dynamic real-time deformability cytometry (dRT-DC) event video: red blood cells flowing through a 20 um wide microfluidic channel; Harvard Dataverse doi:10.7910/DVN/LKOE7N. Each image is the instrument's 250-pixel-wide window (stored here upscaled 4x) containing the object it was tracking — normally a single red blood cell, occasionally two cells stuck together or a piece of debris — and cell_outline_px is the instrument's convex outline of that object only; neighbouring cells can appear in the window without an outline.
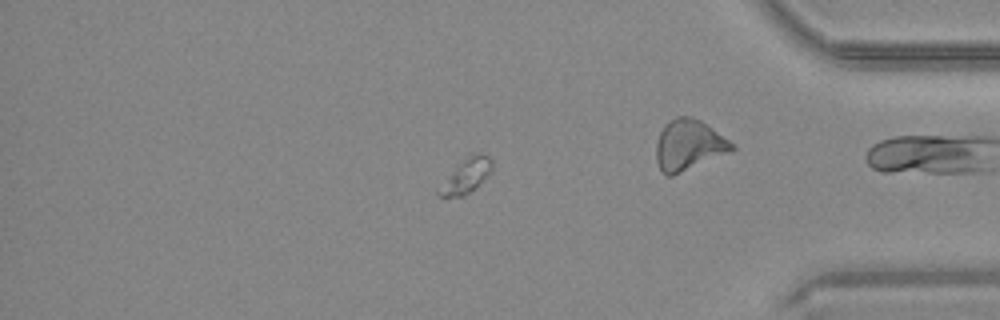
{"species": "common noctule bat (a hibernating species)", "species_latin": "Nyctalus noctula", "temperature_condition": "warm", "stored_images_in_passage": 35, "camera_frame_rate_fps": 3000, "um_per_image_px": 0.085, "animal": {"sex": "male", "body_mass_g": 20.4}, "frame": {"image": 1, "passage_image": 27, "time_ms": 8.667, "image_size_px": [1000, 320], "cell_outline_px": [[492, 168], [476, 188], [464, 196], [444, 200], [436, 192], [452, 172], [468, 156], [480, 152], [488, 156], [492, 160]], "centroid_in_image_um": [39.61, 15.02], "position_along_channel_um": 395.6, "area_um2": 10.35}}